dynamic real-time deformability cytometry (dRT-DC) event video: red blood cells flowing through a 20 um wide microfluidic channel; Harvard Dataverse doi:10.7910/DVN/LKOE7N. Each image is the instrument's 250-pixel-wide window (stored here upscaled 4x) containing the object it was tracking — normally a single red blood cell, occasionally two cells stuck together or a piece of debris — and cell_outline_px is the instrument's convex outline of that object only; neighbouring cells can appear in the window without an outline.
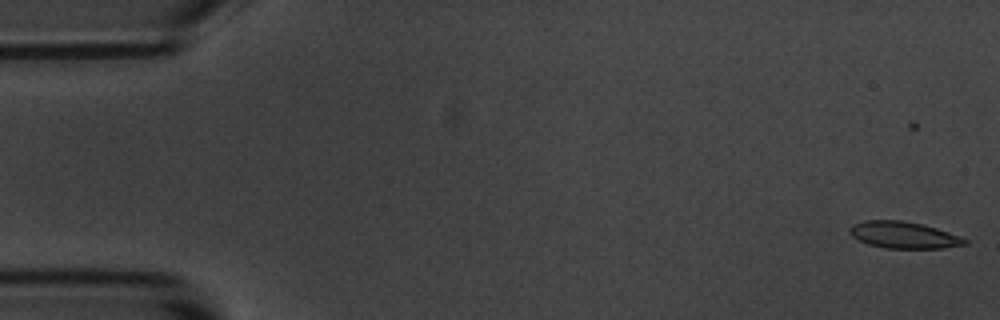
{"species": "common noctule bat (a hibernating species)", "species_latin": "Nyctalus noctula", "temperature_condition": "room temperature", "stored_images_in_passage": 28, "camera_frame_rate_fps": 3000, "um_per_image_px": 0.085, "animal": {"sex": "male", "body_mass_g": 20.1, "forearm_length_mm": 53.5}, "frame": {"image": 1, "passage_image": 1, "time_ms": 0.0, "image_size_px": [1000, 320], "cell_outline_px": [[968, 244], [944, 248], [884, 248], [868, 244], [852, 236], [848, 232], [848, 228], [852, 224], [864, 220], [900, 220], [924, 224], [948, 232], [968, 240]], "centroid_in_image_um": [76.78, 19.97], "position_along_channel_um": 8.2, "area_um2": 17.98}}
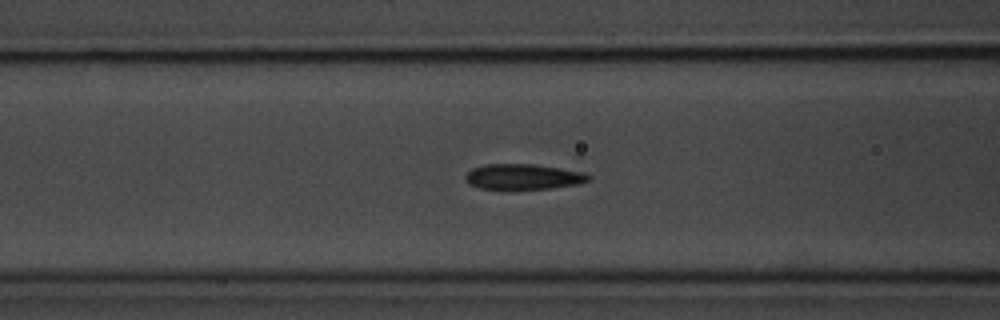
{"frame": {"image": 2, "passage_image": 21, "time_ms": 6.667, "image_size_px": [1000, 320], "cell_outline_px": [[592, 176], [588, 180], [580, 184], [552, 188], [508, 192], [500, 192], [480, 188], [468, 184], [464, 180], [464, 176], [472, 168], [484, 164], [576, 156], [580, 156]], "centroid_in_image_um": [44.98, 14.84], "position_along_channel_um": 121.6, "area_um2": 24.04}}
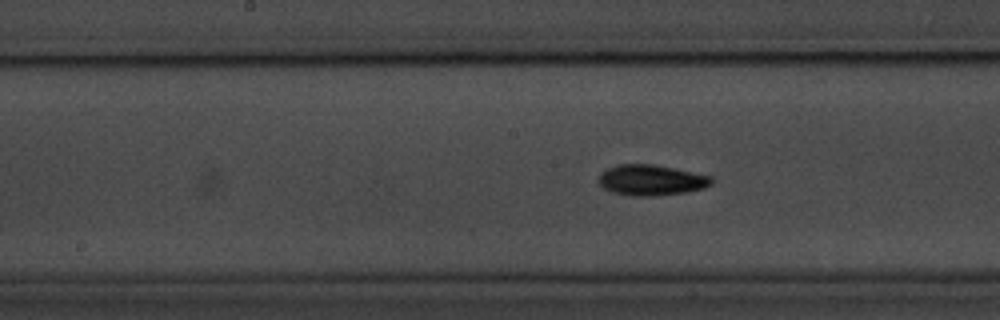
{"frame": {"image": 3, "passage_image": 28, "time_ms": 9.0, "image_size_px": [1000, 320], "cell_outline_px": [[712, 184], [704, 188], [688, 192], [652, 196], [632, 196], [612, 192], [604, 188], [596, 180], [600, 172], [604, 168], [620, 164], [652, 164], [712, 176]], "centroid_in_image_um": [55.3, 15.31], "position_along_channel_um": 192.9, "area_um2": 20.35}}